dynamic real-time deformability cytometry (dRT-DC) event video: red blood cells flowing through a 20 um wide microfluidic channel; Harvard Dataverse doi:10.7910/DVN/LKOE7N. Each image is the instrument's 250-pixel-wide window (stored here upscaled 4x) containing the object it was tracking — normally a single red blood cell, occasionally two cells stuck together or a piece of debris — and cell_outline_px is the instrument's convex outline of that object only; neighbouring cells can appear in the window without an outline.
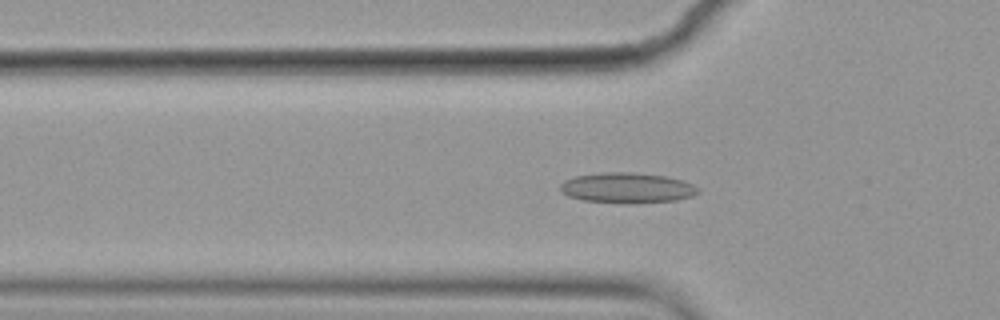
{"species": "common noctule bat (a hibernating species)", "species_latin": "Nyctalus noctula", "temperature_condition": "cold", "stored_images_in_passage": 54, "camera_frame_rate_fps": 3000, "um_per_image_px": 0.085, "animal": {"sex": "female", "body_mass_g": 19.9}, "frame": {"image": 1, "passage_image": 16, "time_ms": 5.0, "image_size_px": [1000, 320], "cell_outline_px": [[700, 192], [692, 196], [676, 200], [628, 204], [624, 204], [584, 200], [568, 196], [560, 192], [560, 184], [564, 180], [576, 176], [604, 172], [632, 172], [664, 176], [684, 180], [700, 188]], "centroid_in_image_um": [53.31, 15.97], "position_along_channel_um": 72.5, "area_um2": 24.62}}
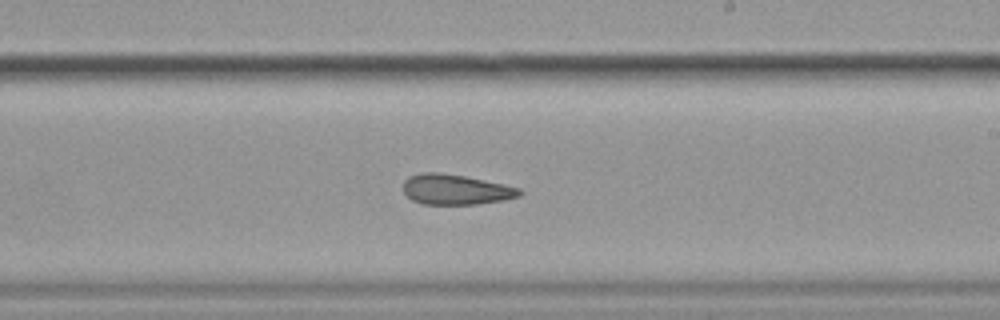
{"frame": {"image": 2, "passage_image": 31, "time_ms": 10.0, "image_size_px": [1000, 320], "cell_outline_px": [[524, 192], [520, 196], [504, 200], [476, 204], [424, 204], [412, 200], [404, 192], [404, 180], [408, 176], [420, 172], [440, 172], [464, 176], [520, 188]], "centroid_in_image_um": [38.72, 16.1], "position_along_channel_um": 250.3, "area_um2": 20.46}}
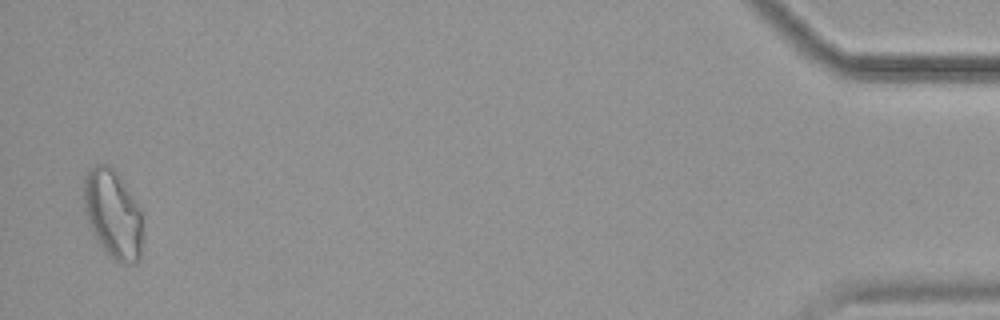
{"frame": {"image": 3, "passage_image": 53, "time_ms": 17.333, "image_size_px": [1000, 320], "cell_outline_px": [[140, 260], [132, 264], [120, 264], [104, 252], [92, 232], [88, 224], [84, 208], [84, 176], [96, 164], [108, 164], [116, 172], [136, 204], [140, 212]], "centroid_in_image_um": [9.55, 18.24], "position_along_channel_um": 425.7, "area_um2": 29.82}, "authors_computed_cell_mechanics": {"area_um2": 22.5709, "velocity_mm_per_s": 3.5571, "shape_relaxation_time_tau1_ms": null, "shape_relaxation_time_tau2_ms": 3.6958, "deformation_change_tau1": null, "deformation_change_tau2": 0.1175}}